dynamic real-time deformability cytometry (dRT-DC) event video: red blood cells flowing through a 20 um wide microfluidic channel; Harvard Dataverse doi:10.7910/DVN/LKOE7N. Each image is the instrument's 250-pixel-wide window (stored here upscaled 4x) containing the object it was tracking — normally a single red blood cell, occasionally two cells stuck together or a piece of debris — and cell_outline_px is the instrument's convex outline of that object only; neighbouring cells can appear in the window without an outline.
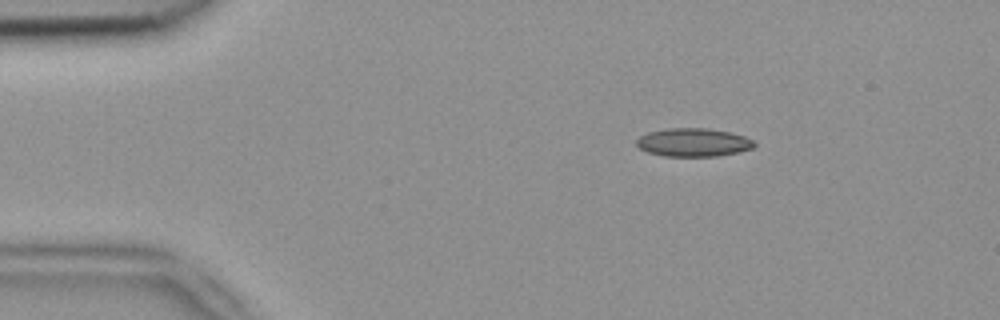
{"species": "common noctule bat (a hibernating species)", "species_latin": "Nyctalus noctula", "temperature_condition": "room temperature", "stored_images_in_passage": 3, "camera_frame_rate_fps": 3000, "um_per_image_px": 0.085, "animal": {"sex": "female", "body_mass_g": 18.4}, "frame": {"image": 1, "passage_image": 1, "time_ms": 0.0, "image_size_px": [1000, 320], "cell_outline_px": [[756, 144], [752, 148], [736, 152], [716, 156], [664, 156], [648, 152], [640, 148], [636, 144], [636, 140], [640, 136], [648, 132], [668, 128], [708, 128], [728, 132], [744, 136], [752, 140]], "centroid_in_image_um": [58.9, 12.1], "position_along_channel_um": 26.1, "area_um2": 19.25}}
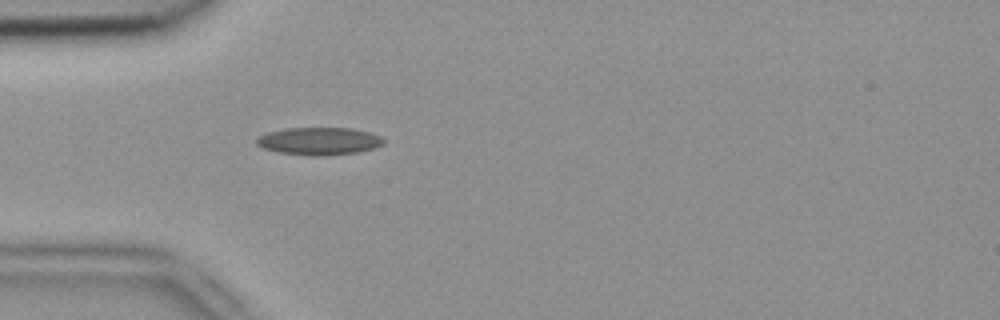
{"frame": {"image": 2, "passage_image": 3, "time_ms": 0.667, "image_size_px": [1000, 320], "cell_outline_px": [[384, 144], [376, 148], [360, 152], [324, 156], [312, 156], [280, 152], [264, 148], [256, 144], [256, 136], [268, 132], [284, 128], [352, 128], [368, 132], [380, 136], [384, 140]], "centroid_in_image_um": [27.13, 12.0], "position_along_channel_um": 57.9, "area_um2": 20.58}}